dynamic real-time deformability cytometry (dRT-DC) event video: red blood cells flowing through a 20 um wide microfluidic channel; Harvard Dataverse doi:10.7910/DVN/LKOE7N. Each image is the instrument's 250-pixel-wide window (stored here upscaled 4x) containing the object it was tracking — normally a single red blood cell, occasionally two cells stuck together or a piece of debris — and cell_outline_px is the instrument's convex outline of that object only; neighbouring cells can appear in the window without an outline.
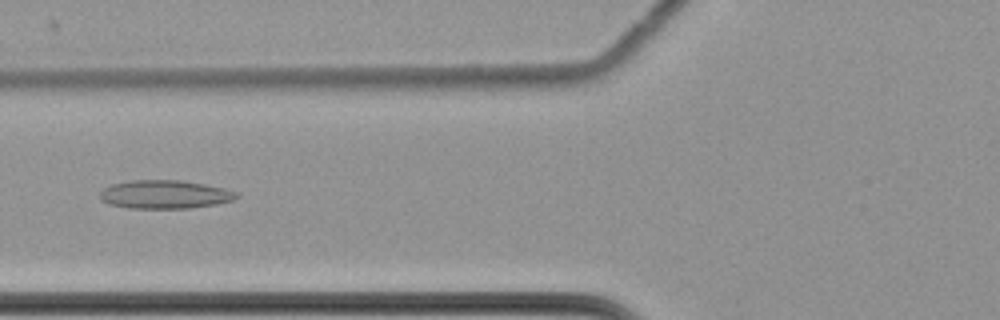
{"species": "common noctule bat (a hibernating species)", "species_latin": "Nyctalus noctula", "temperature_condition": "cold", "stored_images_in_passage": 48, "camera_frame_rate_fps": 3000, "um_per_image_px": 0.085, "animal": {"sex": "female", "body_mass_g": 22.7, "forearm_length_mm": 54.2}, "frame": {"image": 1, "passage_image": 13, "time_ms": 4.0, "image_size_px": [1000, 320], "cell_outline_px": [[240, 196], [236, 200], [216, 204], [188, 208], [128, 208], [108, 204], [100, 200], [100, 192], [104, 188], [112, 184], [128, 180], [180, 180], [204, 184], [224, 188], [236, 192]], "centroid_in_image_um": [14.0, 16.52], "position_along_channel_um": 111.8, "area_um2": 22.77}}
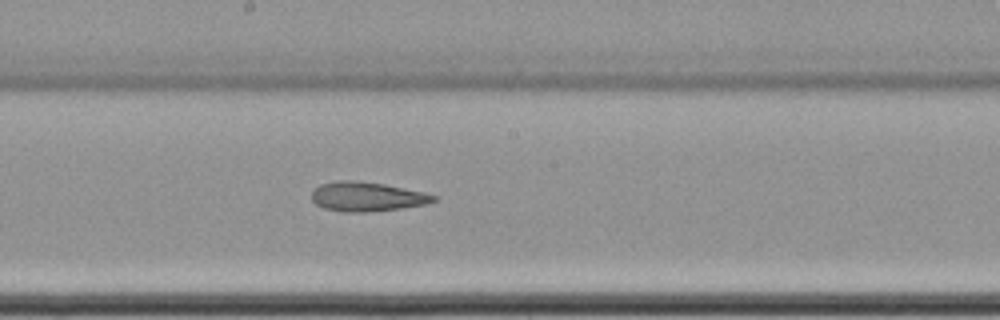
{"frame": {"image": 2, "passage_image": 22, "time_ms": 7.0, "image_size_px": [1000, 320], "cell_outline_px": [[436, 200], [424, 204], [400, 208], [364, 212], [344, 212], [324, 208], [316, 204], [312, 200], [312, 192], [320, 184], [336, 180], [352, 180], [384, 184], [424, 192], [436, 196]], "centroid_in_image_um": [31.15, 16.71], "position_along_channel_um": 217.0, "area_um2": 20.63}}
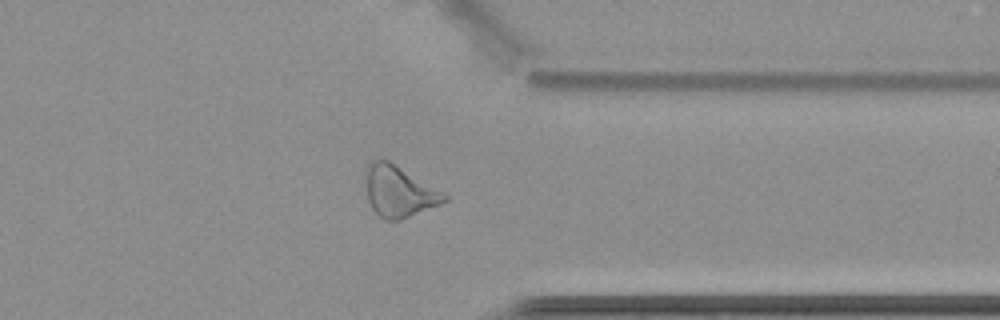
{"frame": {"image": 3, "passage_image": 36, "time_ms": 11.667, "image_size_px": [1000, 320], "cell_outline_px": [[448, 200], [440, 204], [400, 220], [384, 220], [372, 208], [368, 200], [368, 164], [372, 160], [388, 160], [444, 192], [448, 196]], "centroid_in_image_um": [33.96, 16.29], "position_along_channel_um": 377.4, "area_um2": 22.83}, "authors_computed_cell_mechanics": {"area_um2": 23.0333, "velocity_mm_per_s": 3.5024, "shape_relaxation_time_tau1_ms": null, "shape_relaxation_time_tau2_ms": 3.6878, "deformation_change_tau1": null, "deformation_change_tau2": 0.1156}}